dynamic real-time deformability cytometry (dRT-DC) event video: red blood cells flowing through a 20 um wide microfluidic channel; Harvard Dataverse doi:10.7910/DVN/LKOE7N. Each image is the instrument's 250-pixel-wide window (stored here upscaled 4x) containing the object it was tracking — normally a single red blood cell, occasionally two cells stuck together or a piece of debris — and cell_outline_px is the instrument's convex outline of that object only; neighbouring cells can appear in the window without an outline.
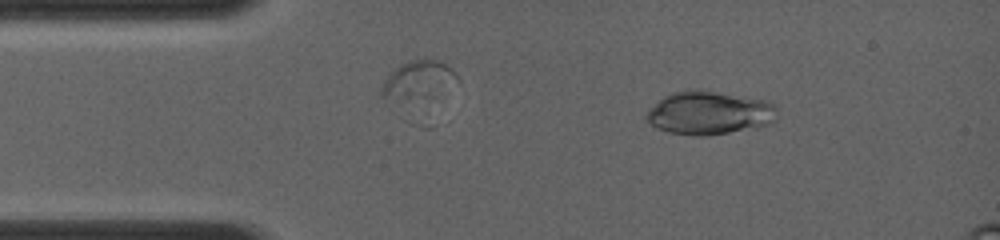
{"species": "common noctule bat (a hibernating species)", "species_latin": "Nyctalus noctula", "temperature_condition": "room temperature", "stored_images_in_passage": 5, "camera_frame_rate_fps": 4000, "um_per_image_px": 0.085, "animal": {"sex": "female", "body_mass_g": 19.0, "forearm_length_mm": 56.7}, "frame": {"image": 1, "passage_image": 2, "time_ms": 1.0, "image_size_px": [1000, 240], "cell_outline_px": [[776, 108], [772, 124], [756, 128], [708, 136], [696, 136], [668, 132], [656, 128], [648, 120], [648, 108], [664, 96], [672, 92], [700, 88], [764, 100], [776, 104]], "centroid_in_image_um": [60.29, 9.59], "position_along_channel_um": 24.7, "area_um2": 33.29}}
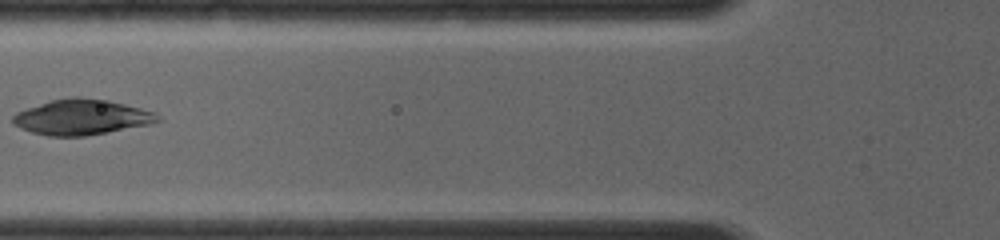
{"frame": {"image": 2, "passage_image": 5, "time_ms": 4.25, "image_size_px": [1000, 240], "cell_outline_px": [[160, 120], [148, 124], [108, 132], [84, 136], [48, 136], [32, 132], [20, 128], [12, 124], [12, 116], [16, 112], [52, 100], [72, 96], [80, 96], [108, 100], [156, 112], [160, 116]], "centroid_in_image_um": [6.92, 9.95], "position_along_channel_um": 118.9, "area_um2": 29.77}}